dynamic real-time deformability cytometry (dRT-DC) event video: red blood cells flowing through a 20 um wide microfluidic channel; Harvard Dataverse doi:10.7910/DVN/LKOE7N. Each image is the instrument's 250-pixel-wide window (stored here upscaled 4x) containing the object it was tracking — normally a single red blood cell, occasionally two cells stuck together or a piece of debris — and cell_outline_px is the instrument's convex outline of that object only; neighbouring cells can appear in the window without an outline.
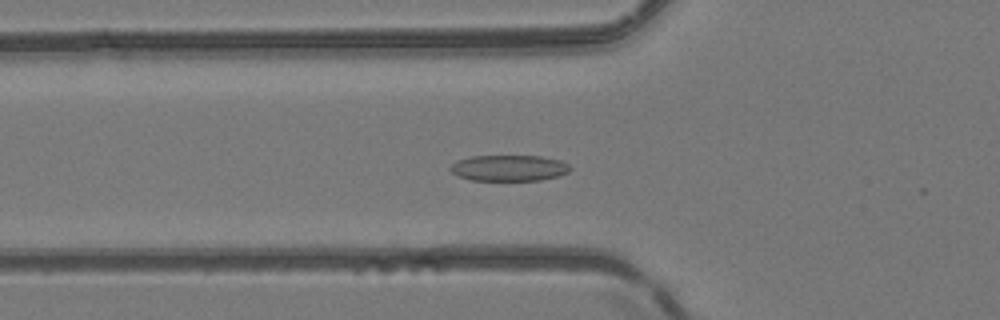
{"species": "common noctule bat (a hibernating species)", "species_latin": "Nyctalus noctula", "temperature_condition": "room temperature", "stored_images_in_passage": 32, "camera_frame_rate_fps": 3000, "um_per_image_px": 0.085, "animal": {"sex": "female", "body_mass_g": 24.6, "forearm_length_mm": 56.2}, "frame": {"image": 1, "passage_image": 8, "time_ms": 2.333, "image_size_px": [1000, 320], "cell_outline_px": [[572, 168], [568, 172], [560, 176], [540, 180], [472, 180], [460, 176], [452, 172], [448, 168], [456, 160], [472, 156], [540, 156], [560, 160], [568, 164]], "centroid_in_image_um": [43.28, 14.28], "position_along_channel_um": 82.5, "area_um2": 18.15}}
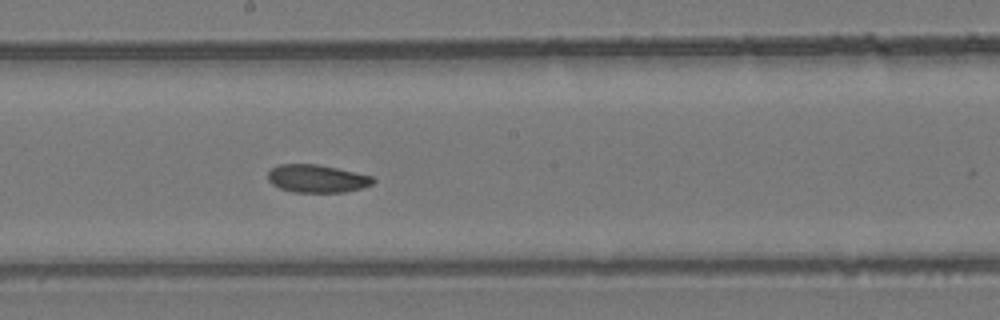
{"frame": {"image": 2, "passage_image": 18, "time_ms": 5.667, "image_size_px": [1000, 320], "cell_outline_px": [[376, 180], [372, 184], [360, 188], [344, 192], [292, 192], [280, 188], [272, 184], [268, 180], [268, 172], [272, 168], [280, 164], [316, 164], [336, 168], [372, 176]], "centroid_in_image_um": [26.92, 15.18], "position_along_channel_um": 221.3, "area_um2": 16.94}}
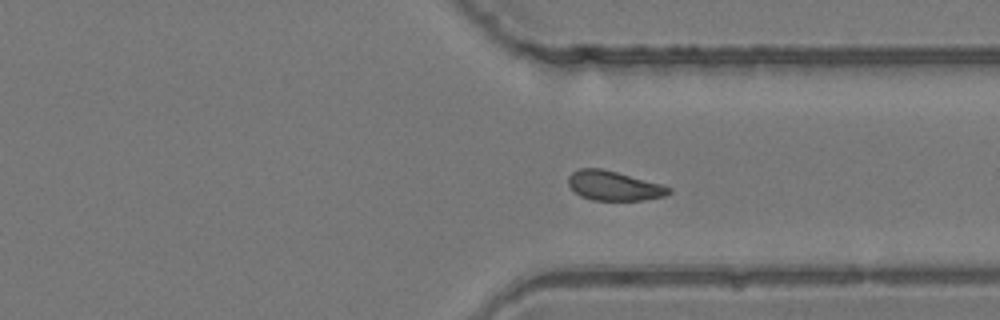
{"frame": {"image": 3, "passage_image": 28, "time_ms": 9.0, "image_size_px": [1000, 320], "cell_outline_px": [[672, 192], [664, 196], [644, 200], [592, 200], [580, 196], [568, 184], [568, 176], [572, 172], [580, 168], [604, 168], [660, 184], [672, 188]], "centroid_in_image_um": [52.17, 15.78], "position_along_channel_um": 359.2, "area_um2": 17.28}}